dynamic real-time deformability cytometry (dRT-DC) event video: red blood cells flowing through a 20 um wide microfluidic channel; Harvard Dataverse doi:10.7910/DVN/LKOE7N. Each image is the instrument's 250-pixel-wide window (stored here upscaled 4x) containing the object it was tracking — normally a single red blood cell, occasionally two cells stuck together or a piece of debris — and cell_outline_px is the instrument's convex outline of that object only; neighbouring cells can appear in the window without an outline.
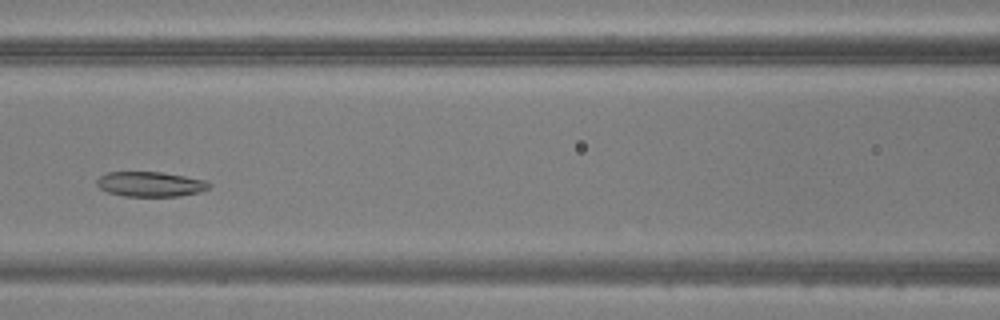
{"species": "common noctule bat (a hibernating species)", "species_latin": "Nyctalus noctula", "temperature_condition": "warm", "stored_images_in_passage": 26, "camera_frame_rate_fps": 3000, "um_per_image_px": 0.085, "animal": {"sex": "male", "body_mass_g": 20.5, "forearm_length_mm": 52.5}, "frame": {"image": 1, "passage_image": 9, "time_ms": 2.667, "image_size_px": [1000, 320], "cell_outline_px": [[212, 184], [208, 188], [200, 192], [180, 196], [124, 196], [108, 192], [100, 188], [96, 184], [96, 180], [100, 176], [108, 172], [160, 172], [184, 176], [204, 180]], "centroid_in_image_um": [12.77, 15.65], "position_along_channel_um": 153.8, "area_um2": 16.24}}
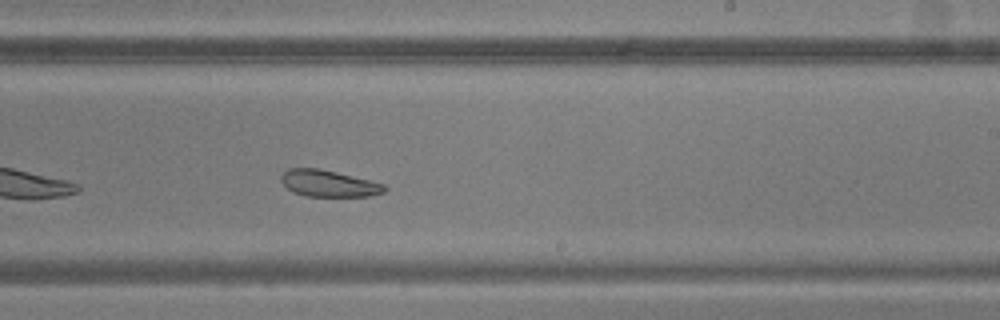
{"frame": {"image": 2, "passage_image": 17, "time_ms": 5.333, "image_size_px": [1000, 320], "cell_outline_px": [[388, 188], [384, 192], [372, 196], [304, 196], [288, 188], [280, 180], [280, 176], [288, 168], [320, 168], [384, 184]], "centroid_in_image_um": [27.94, 15.59], "position_along_channel_um": 261.1, "area_um2": 15.9}}
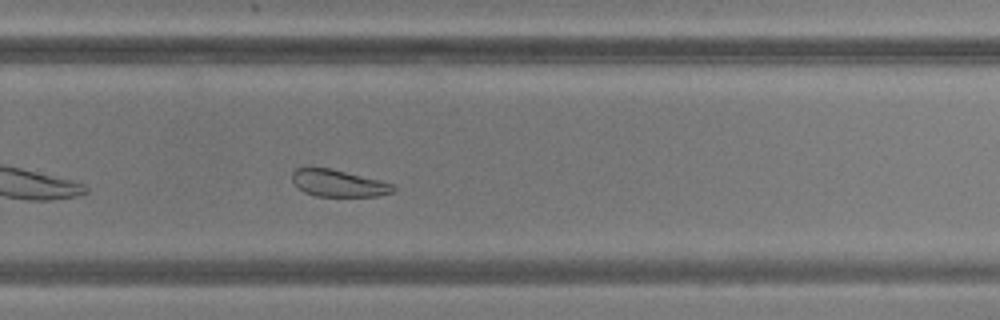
{"frame": {"image": 3, "passage_image": 20, "time_ms": 6.333, "image_size_px": [1000, 320], "cell_outline_px": [[396, 188], [392, 192], [380, 196], [316, 196], [304, 192], [296, 188], [292, 180], [292, 172], [296, 168], [332, 168], [392, 184]], "centroid_in_image_um": [28.71, 15.58], "position_along_channel_um": 301.1, "area_um2": 15.78}}